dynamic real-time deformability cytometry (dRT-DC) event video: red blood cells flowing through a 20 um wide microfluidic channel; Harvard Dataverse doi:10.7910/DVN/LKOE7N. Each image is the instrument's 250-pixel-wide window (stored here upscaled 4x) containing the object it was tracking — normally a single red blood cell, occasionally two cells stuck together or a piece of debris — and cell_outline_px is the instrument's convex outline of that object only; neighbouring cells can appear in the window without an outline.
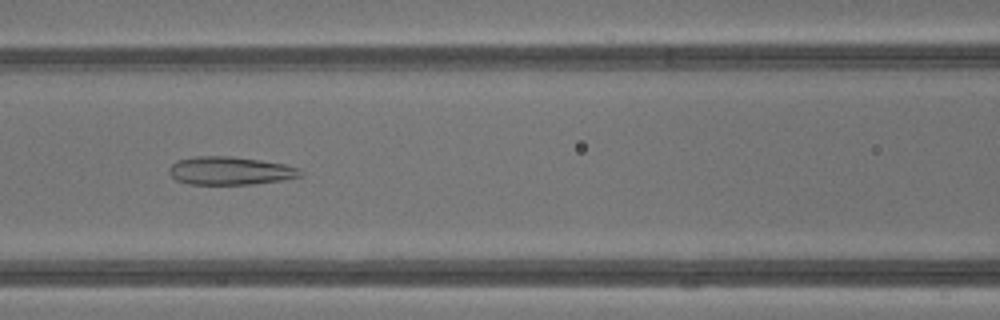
{"species": "common noctule bat (a hibernating species)", "species_latin": "Nyctalus noctula", "temperature_condition": "warm", "stored_images_in_passage": 42, "camera_frame_rate_fps": 3000, "um_per_image_px": 0.085, "animal": {"sex": "male", "body_mass_g": 13.3}, "frame": {"image": 1, "passage_image": 19, "time_ms": 6.0, "image_size_px": [1000, 320], "cell_outline_px": [[300, 176], [280, 180], [256, 184], [188, 184], [176, 180], [168, 172], [168, 168], [176, 160], [196, 156], [232, 156], [260, 160], [284, 164], [300, 168]], "centroid_in_image_um": [19.51, 14.51], "position_along_channel_um": 147.1, "area_um2": 21.5}}
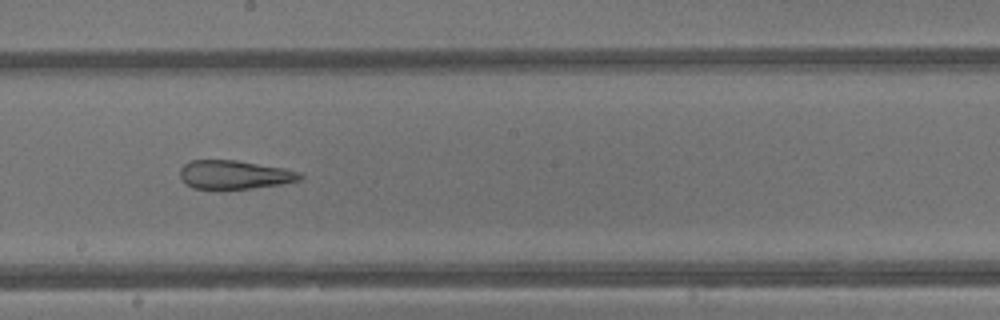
{"frame": {"image": 2, "passage_image": 24, "time_ms": 7.667, "image_size_px": [1000, 320], "cell_outline_px": [[304, 176], [300, 180], [280, 184], [248, 188], [192, 188], [184, 184], [180, 176], [180, 168], [184, 164], [192, 160], [236, 160], [284, 168], [300, 172]], "centroid_in_image_um": [19.91, 14.84], "position_along_channel_um": 228.3, "area_um2": 19.88}}
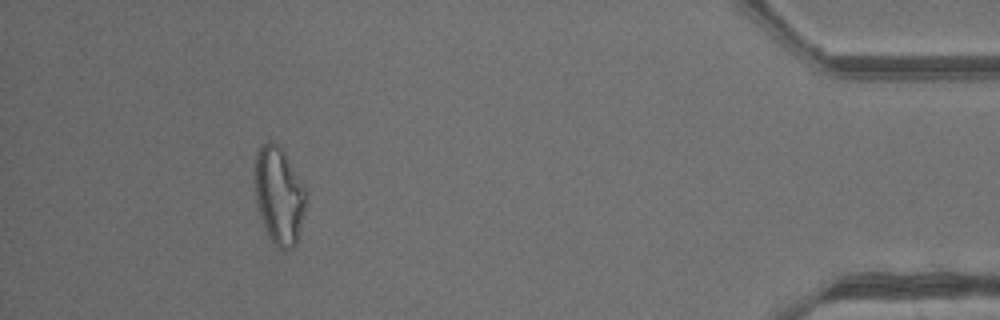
{"frame": {"image": 3, "passage_image": 39, "time_ms": 12.667, "image_size_px": [1000, 320], "cell_outline_px": [[308, 196], [296, 244], [292, 248], [284, 252], [268, 236], [256, 200], [256, 152], [268, 140], [272, 140], [284, 152], [308, 192]], "centroid_in_image_um": [23.76, 16.63], "position_along_channel_um": 411.4, "area_um2": 28.55}, "authors_computed_cell_mechanics": {"area_um2": 27.5128, "velocity_mm_per_s": 4.8899, "shape_relaxation_time_tau1_ms": null, "shape_relaxation_time_tau2_ms": 2.6336, "deformation_change_tau1": null, "deformation_change_tau2": 0.1429}}